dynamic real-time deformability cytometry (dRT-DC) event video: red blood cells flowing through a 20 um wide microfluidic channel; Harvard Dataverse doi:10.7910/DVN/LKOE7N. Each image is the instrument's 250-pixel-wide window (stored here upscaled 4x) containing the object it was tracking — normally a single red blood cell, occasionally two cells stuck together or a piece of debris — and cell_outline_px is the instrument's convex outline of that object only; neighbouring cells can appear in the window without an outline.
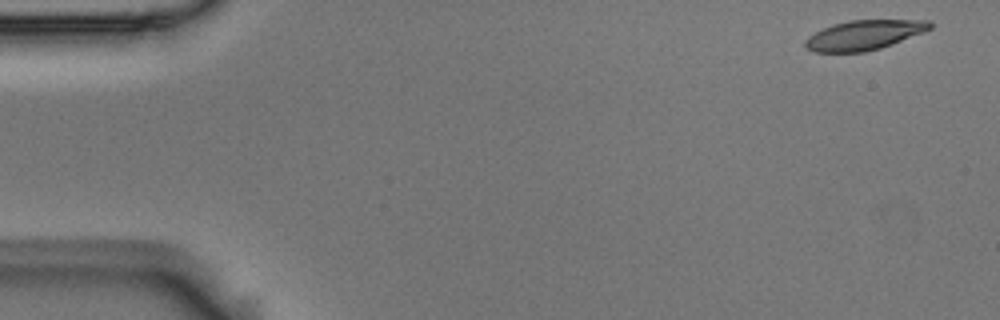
{"species": "Egyptian fruit bat (a non-hibernating species)", "species_latin": "Rousettus aegyptiacus", "temperature_condition": "room temperature", "stored_images_in_passage": 6, "camera_frame_rate_fps": 3000, "um_per_image_px": 0.085, "animal": {"sex": "male"}, "frame": {"image": 1, "passage_image": 1, "time_ms": 0.0, "image_size_px": [1000, 320], "cell_outline_px": [[932, 28], [924, 32], [892, 44], [880, 48], [864, 52], [812, 52], [804, 48], [804, 40], [808, 36], [832, 24], [848, 20], [932, 20]], "centroid_in_image_um": [73.43, 2.98], "position_along_channel_um": 11.6, "area_um2": 21.73}}
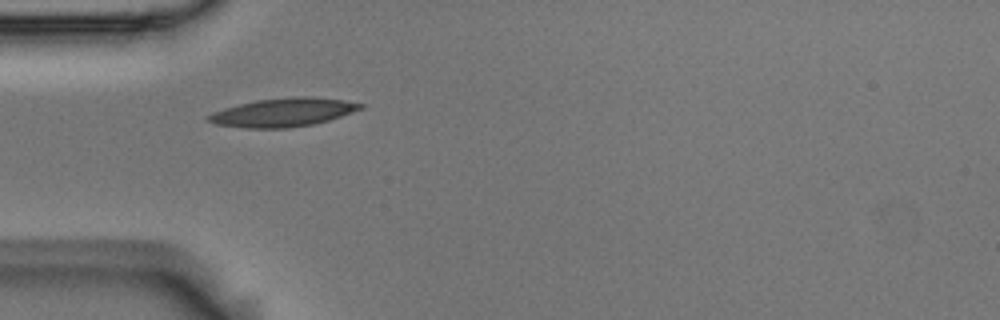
{"frame": {"image": 2, "passage_image": 5, "time_ms": 1.333, "image_size_px": [1000, 320], "cell_outline_px": [[364, 108], [328, 120], [312, 124], [288, 128], [244, 128], [216, 124], [208, 120], [204, 116], [212, 112], [224, 108], [256, 100], [300, 96], [308, 96], [344, 100], [364, 104]], "centroid_in_image_um": [24.04, 9.55], "position_along_channel_um": 61.0, "area_um2": 25.14}}
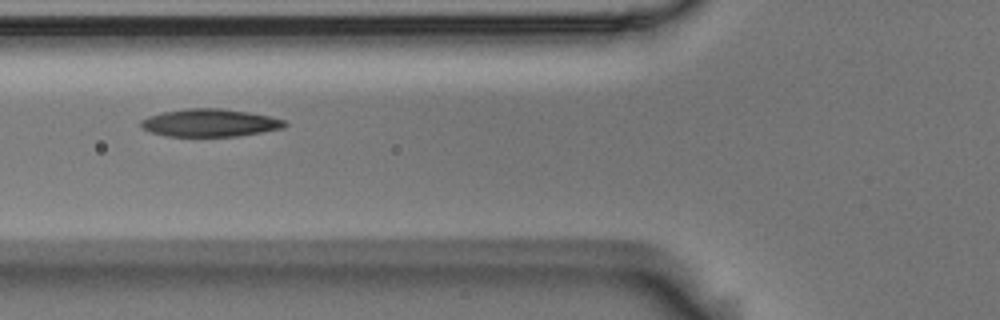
{"frame": {"image": 3, "passage_image": 6, "time_ms": 1.667, "image_size_px": [1000, 320], "cell_outline_px": [[288, 124], [284, 128], [240, 136], [168, 136], [152, 132], [144, 128], [140, 124], [140, 120], [148, 116], [160, 112], [188, 108], [220, 108], [248, 112], [272, 116], [284, 120]], "centroid_in_image_um": [17.87, 10.43], "position_along_channel_um": 107.9, "area_um2": 23.29}}